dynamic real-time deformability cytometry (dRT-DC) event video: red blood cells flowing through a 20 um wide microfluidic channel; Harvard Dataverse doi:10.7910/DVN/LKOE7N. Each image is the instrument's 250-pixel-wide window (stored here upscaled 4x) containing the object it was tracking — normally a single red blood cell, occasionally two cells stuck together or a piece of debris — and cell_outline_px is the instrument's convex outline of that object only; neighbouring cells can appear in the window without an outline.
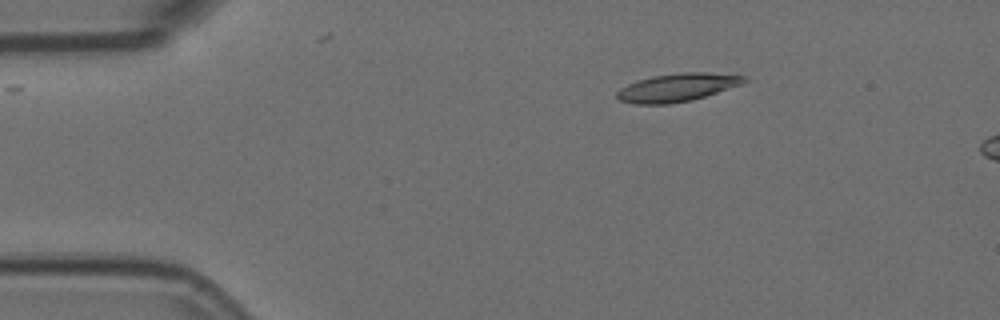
{"species": "Egyptian fruit bat (a non-hibernating species)", "species_latin": "Rousettus aegyptiacus", "temperature_condition": "room temperature", "stored_images_in_passage": 3, "camera_frame_rate_fps": 3000, "um_per_image_px": 0.085, "animal": {"sex": "female"}, "frame": {"image": 1, "passage_image": 1, "time_ms": 0.0, "image_size_px": [1000, 320], "cell_outline_px": [[748, 80], [744, 84], [692, 100], [668, 104], [632, 104], [620, 100], [616, 96], [616, 92], [620, 88], [628, 84], [652, 76], [684, 72], [704, 72], [748, 76]], "centroid_in_image_um": [57.6, 7.44], "position_along_channel_um": 27.4, "area_um2": 20.87}}